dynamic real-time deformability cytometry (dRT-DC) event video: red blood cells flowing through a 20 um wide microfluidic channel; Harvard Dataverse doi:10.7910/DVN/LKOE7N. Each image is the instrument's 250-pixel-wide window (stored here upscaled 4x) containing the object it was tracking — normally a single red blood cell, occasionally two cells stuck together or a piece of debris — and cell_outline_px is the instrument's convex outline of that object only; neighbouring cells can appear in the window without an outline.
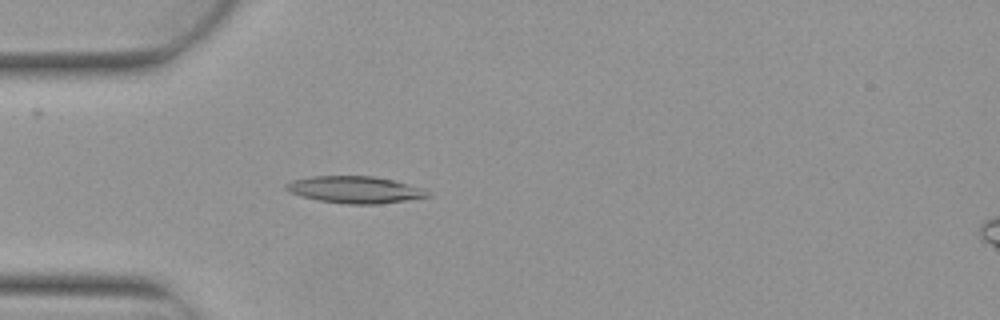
{"species": "Egyptian fruit bat (a non-hibernating species)", "species_latin": "Rousettus aegyptiacus", "temperature_condition": "warm", "stored_images_in_passage": 2, "camera_frame_rate_fps": 3000, "um_per_image_px": 0.085, "animal": {"sex": "female"}, "frame": {"image": 1, "passage_image": 2, "time_ms": 0.333, "image_size_px": [1000, 320], "cell_outline_px": [[432, 196], [380, 204], [344, 204], [320, 200], [288, 192], [284, 188], [284, 184], [292, 180], [312, 176], [376, 176], [424, 188]], "centroid_in_image_um": [30.17, 16.12], "position_along_channel_um": 54.8, "area_um2": 22.2}}